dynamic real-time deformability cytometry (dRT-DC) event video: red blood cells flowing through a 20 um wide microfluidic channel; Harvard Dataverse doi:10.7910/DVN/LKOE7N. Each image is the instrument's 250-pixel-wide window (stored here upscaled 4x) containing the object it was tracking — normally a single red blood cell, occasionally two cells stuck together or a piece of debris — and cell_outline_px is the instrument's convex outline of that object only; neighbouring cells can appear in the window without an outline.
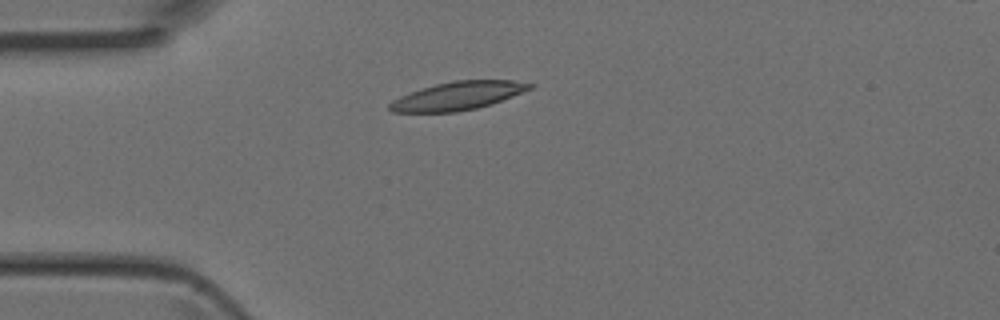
{"species": "Egyptian fruit bat (a non-hibernating species)", "species_latin": "Rousettus aegyptiacus", "temperature_condition": "room temperature", "stored_images_in_passage": 1, "camera_frame_rate_fps": 3000, "um_per_image_px": 0.085, "animal": {"sex": "female"}, "frame": {"image": 1, "passage_image": 1, "time_ms": 0.0, "image_size_px": [1000, 320], "cell_outline_px": [[536, 84], [532, 88], [492, 104], [476, 108], [456, 112], [392, 112], [388, 108], [388, 104], [392, 100], [400, 96], [436, 84], [456, 80], [512, 80]], "centroid_in_image_um": [38.92, 8.15], "position_along_channel_um": 46.1, "area_um2": 22.89}}